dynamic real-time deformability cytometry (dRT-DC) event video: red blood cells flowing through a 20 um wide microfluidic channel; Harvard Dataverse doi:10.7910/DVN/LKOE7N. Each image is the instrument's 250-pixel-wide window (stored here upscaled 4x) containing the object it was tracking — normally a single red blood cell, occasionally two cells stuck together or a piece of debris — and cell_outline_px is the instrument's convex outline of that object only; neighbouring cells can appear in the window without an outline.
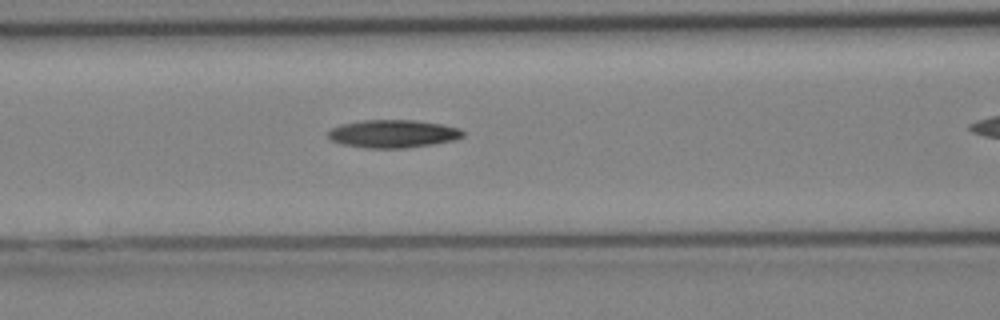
{"species": "Egyptian fruit bat (a non-hibernating species)", "species_latin": "Rousettus aegyptiacus", "temperature_condition": "cold", "stored_images_in_passage": 24, "camera_frame_rate_fps": 3000, "um_per_image_px": 0.085, "animal": {"sex": "female"}, "frame": {"image": 1, "passage_image": 11, "time_ms": 3.333, "image_size_px": [1000, 320], "cell_outline_px": [[464, 136], [456, 140], [432, 144], [404, 148], [364, 148], [340, 144], [332, 140], [328, 136], [328, 132], [332, 128], [340, 124], [364, 120], [412, 120], [440, 124], [460, 128], [464, 132]], "centroid_in_image_um": [33.4, 11.37], "position_along_channel_um": 133.2, "area_um2": 21.96}}